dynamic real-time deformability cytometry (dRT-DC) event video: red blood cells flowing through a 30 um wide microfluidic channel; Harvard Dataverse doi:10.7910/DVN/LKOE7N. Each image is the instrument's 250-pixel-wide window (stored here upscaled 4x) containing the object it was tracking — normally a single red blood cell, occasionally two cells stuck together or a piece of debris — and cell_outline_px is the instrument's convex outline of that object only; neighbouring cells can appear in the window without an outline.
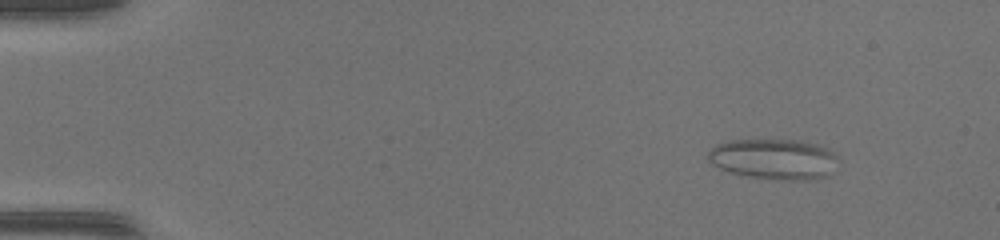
{"species": "common noctule bat (a hibernating species)", "species_latin": "Nyctalus noctula", "temperature_condition": "warm", "stored_images_in_passage": 50, "camera_frame_rate_fps": 3000, "um_per_image_px": 0.085, "animal": {"sex": "female", "body_mass_g": 17.0, "forearm_length_mm": 48.0}, "frame": {"image": 1, "passage_image": 5, "time_ms": 1.333, "image_size_px": [1000, 240], "cell_outline_px": [[840, 160], [832, 176], [816, 180], [780, 180], [748, 176], [728, 172], [712, 164], [708, 160], [708, 148], [716, 144], [728, 140], [800, 140], [816, 144], [828, 148]], "centroid_in_image_um": [65.83, 13.54], "position_along_channel_um": 19.2, "area_um2": 31.5}}
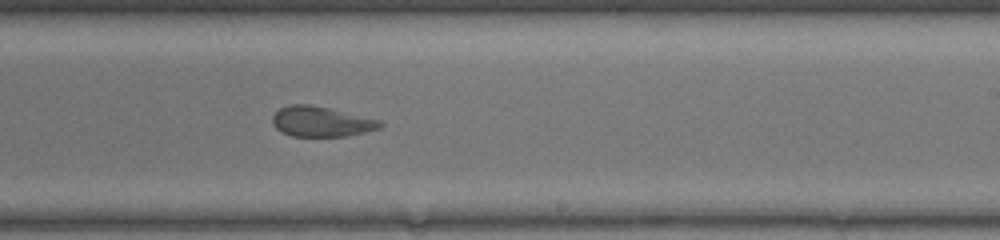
{"frame": {"image": 2, "passage_image": 31, "time_ms": 10.0, "image_size_px": [1000, 240], "cell_outline_px": [[384, 124], [380, 128], [348, 136], [292, 136], [280, 132], [272, 124], [272, 116], [280, 108], [288, 104], [312, 104], [380, 120]], "centroid_in_image_um": [27.27, 10.33], "position_along_channel_um": 261.7, "area_um2": 19.02}}
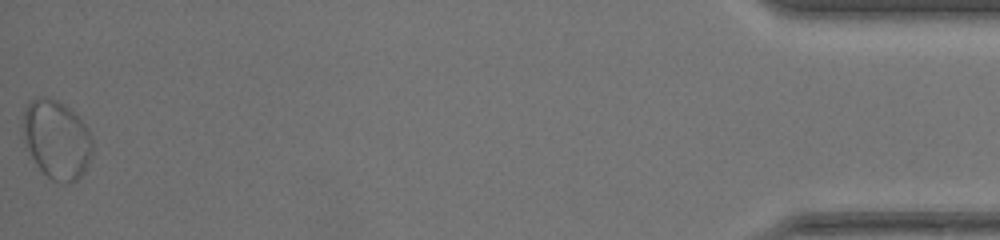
{"frame": {"image": 3, "passage_image": 50, "time_ms": 16.333, "image_size_px": [1000, 240], "cell_outline_px": [[92, 156], [84, 172], [76, 180], [64, 184], [52, 180], [36, 164], [24, 140], [20, 128], [24, 108], [36, 96], [44, 96], [56, 100], [64, 104], [88, 128], [92, 140]], "centroid_in_image_um": [4.79, 11.84], "position_along_channel_um": 430.4, "area_um2": 31.96}, "authors_computed_cell_mechanics": {"area_um2": 23.987, "velocity_mm_per_s": 4.1465, "shape_relaxation_time_tau1_ms": null, "shape_relaxation_time_tau2_ms": 1.3699, "deformation_change_tau1": null, "deformation_change_tau2": 0.0834}}